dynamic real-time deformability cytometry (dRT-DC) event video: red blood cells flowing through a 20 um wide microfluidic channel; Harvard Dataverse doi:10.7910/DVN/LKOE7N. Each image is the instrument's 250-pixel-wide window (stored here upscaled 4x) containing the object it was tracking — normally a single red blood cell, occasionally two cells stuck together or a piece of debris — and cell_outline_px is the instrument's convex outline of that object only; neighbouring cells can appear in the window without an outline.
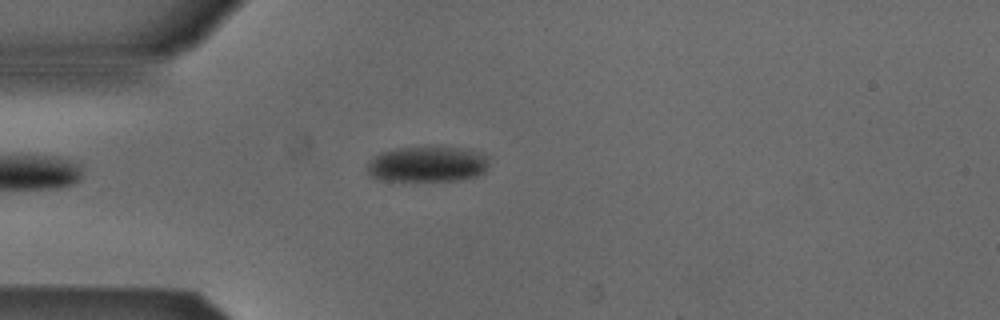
{"species": "Egyptian fruit bat (a non-hibernating species)", "species_latin": "Rousettus aegyptiacus", "temperature_condition": "cold", "stored_images_in_passage": 25, "camera_frame_rate_fps": 3000, "um_per_image_px": 0.085, "animal": {"sex": "male"}, "frame": {"image": 1, "passage_image": 1, "time_ms": 0.0, "image_size_px": [1000, 320], "cell_outline_px": [[488, 164], [484, 172], [476, 176], [456, 180], [380, 180], [368, 176], [368, 160], [380, 152], [396, 148], [424, 144], [440, 144], [468, 148], [480, 152], [488, 156]], "centroid_in_image_um": [36.33, 13.88], "position_along_channel_um": 48.7, "area_um2": 26.41}}
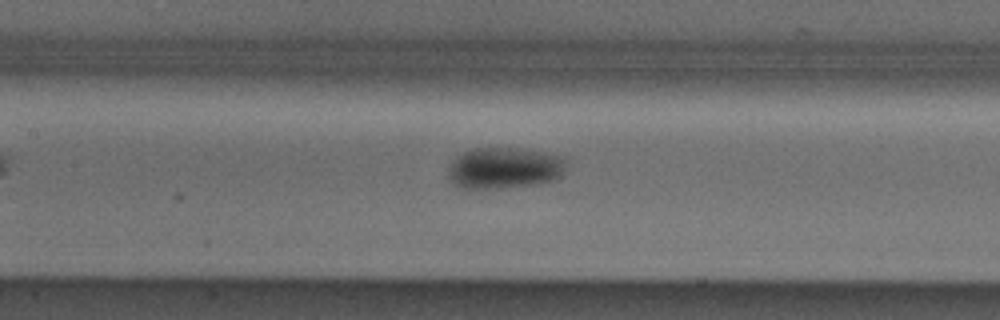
{"frame": {"image": 2, "passage_image": 11, "time_ms": 3.333, "image_size_px": [1000, 320], "cell_outline_px": [[564, 164], [560, 176], [552, 180], [540, 184], [508, 188], [464, 188], [452, 184], [448, 180], [448, 168], [452, 160], [456, 156], [472, 148], [520, 148], [544, 152], [560, 156], [564, 160]], "centroid_in_image_um": [42.8, 14.29], "position_along_channel_um": 164.6, "area_um2": 28.55}}
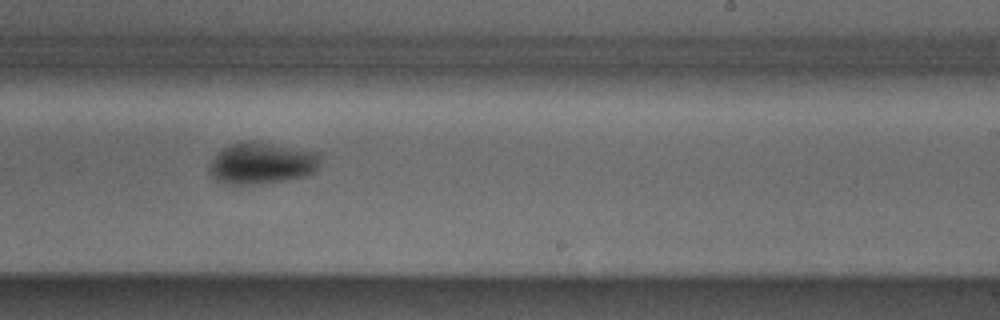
{"frame": {"image": 3, "passage_image": 19, "time_ms": 6.0, "image_size_px": [1000, 320], "cell_outline_px": [[320, 160], [316, 172], [308, 176], [288, 180], [252, 184], [224, 184], [216, 180], [212, 176], [208, 168], [212, 160], [228, 144], [244, 140], [252, 140], [320, 152]], "centroid_in_image_um": [22.28, 13.87], "position_along_channel_um": 266.7, "area_um2": 27.22}}